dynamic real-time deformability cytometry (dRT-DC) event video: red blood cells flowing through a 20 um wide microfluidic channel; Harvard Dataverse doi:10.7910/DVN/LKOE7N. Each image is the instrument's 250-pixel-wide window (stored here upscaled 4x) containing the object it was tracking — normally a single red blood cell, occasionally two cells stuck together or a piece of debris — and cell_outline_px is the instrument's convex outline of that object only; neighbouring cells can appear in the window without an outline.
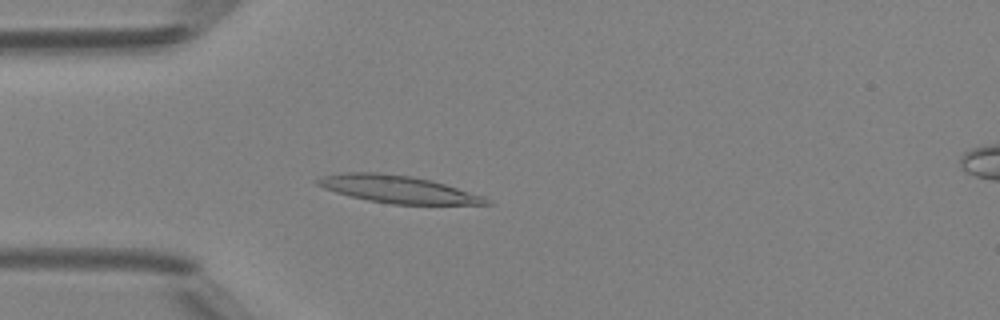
{"species": "Egyptian fruit bat (a non-hibernating species)", "species_latin": "Rousettus aegyptiacus", "temperature_condition": "room temperature", "stored_images_in_passage": 34, "camera_frame_rate_fps": 3000, "um_per_image_px": 0.085, "animal": {"sex": "female"}, "frame": {"image": 1, "passage_image": 7, "time_ms": 2.0, "image_size_px": [1000, 320], "cell_outline_px": [[492, 204], [392, 204], [368, 200], [348, 196], [324, 188], [316, 184], [312, 180], [324, 176], [344, 172], [376, 172], [412, 176], [432, 180], [484, 196]], "centroid_in_image_um": [33.77, 16.07], "position_along_channel_um": 51.2, "area_um2": 26.82}}
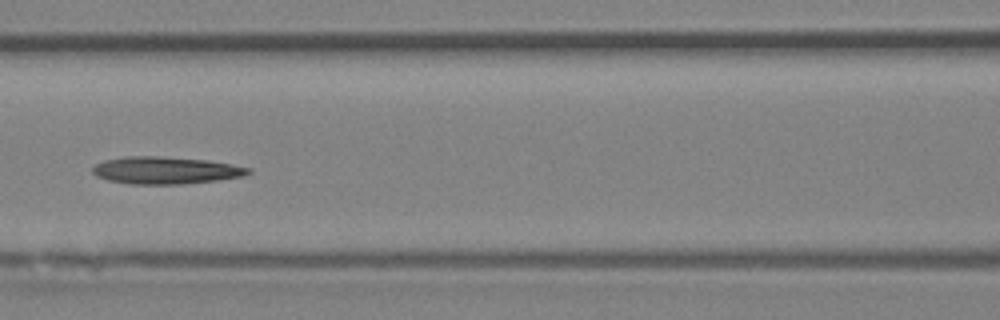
{"frame": {"image": 2, "passage_image": 15, "time_ms": 4.667, "image_size_px": [1000, 320], "cell_outline_px": [[252, 172], [244, 176], [216, 180], [180, 184], [128, 184], [108, 180], [96, 176], [92, 172], [92, 168], [96, 164], [104, 160], [124, 156], [156, 156], [208, 160], [232, 164], [252, 168]], "centroid_in_image_um": [14.07, 14.47], "position_along_channel_um": 152.5, "area_um2": 24.8}}
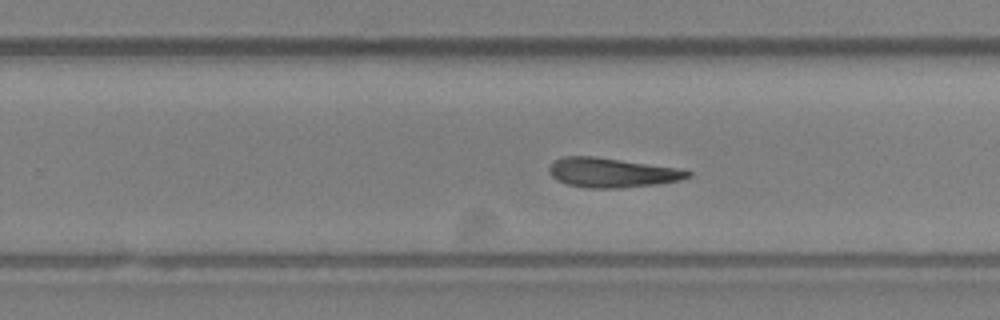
{"frame": {"image": 3, "passage_image": 24, "time_ms": 7.667, "image_size_px": [1000, 320], "cell_outline_px": [[692, 176], [680, 180], [660, 184], [620, 188], [588, 188], [568, 184], [556, 180], [548, 172], [548, 168], [556, 160], [564, 156], [592, 156], [680, 168], [692, 172]], "centroid_in_image_um": [52.04, 14.68], "position_along_channel_um": 277.8, "area_um2": 23.87}, "authors_computed_cell_mechanics": {"area_um2": 24.276, "velocity_mm_per_s": 4.2096, "shape_relaxation_time_tau1_ms": 5.6114, "shape_relaxation_time_tau2_ms": 9.1335, "deformation_change_tau1": 0.1731, "deformation_change_tau2": 0.2431}}